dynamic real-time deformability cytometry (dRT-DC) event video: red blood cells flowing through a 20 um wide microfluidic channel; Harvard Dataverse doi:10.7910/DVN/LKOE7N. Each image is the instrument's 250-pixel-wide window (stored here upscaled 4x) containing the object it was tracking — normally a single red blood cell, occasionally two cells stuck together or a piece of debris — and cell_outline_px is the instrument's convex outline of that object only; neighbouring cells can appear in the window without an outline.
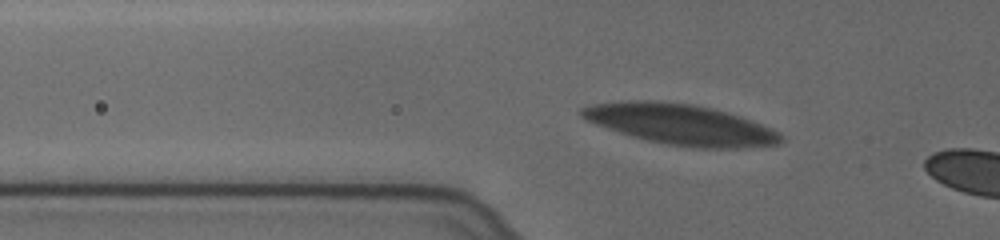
{"species": "human", "species_latin": "Homo sapiens", "temperature_condition": "cold", "stored_images_in_passage": 7, "camera_frame_rate_fps": 3000, "um_per_image_px": 0.085, "donor": {"sex": "female"}, "frame": {"image": 1, "passage_image": 4, "time_ms": 1.0, "image_size_px": [1000, 240], "cell_outline_px": [[784, 140], [780, 144], [744, 148], [692, 148], [668, 144], [648, 140], [632, 136], [584, 120], [580, 116], [580, 108], [596, 104], [640, 100], [652, 100], [688, 104], [712, 108], [760, 124], [776, 132]], "centroid_in_image_um": [57.83, 10.59], "position_along_channel_um": 68.0, "area_um2": 46.12}}